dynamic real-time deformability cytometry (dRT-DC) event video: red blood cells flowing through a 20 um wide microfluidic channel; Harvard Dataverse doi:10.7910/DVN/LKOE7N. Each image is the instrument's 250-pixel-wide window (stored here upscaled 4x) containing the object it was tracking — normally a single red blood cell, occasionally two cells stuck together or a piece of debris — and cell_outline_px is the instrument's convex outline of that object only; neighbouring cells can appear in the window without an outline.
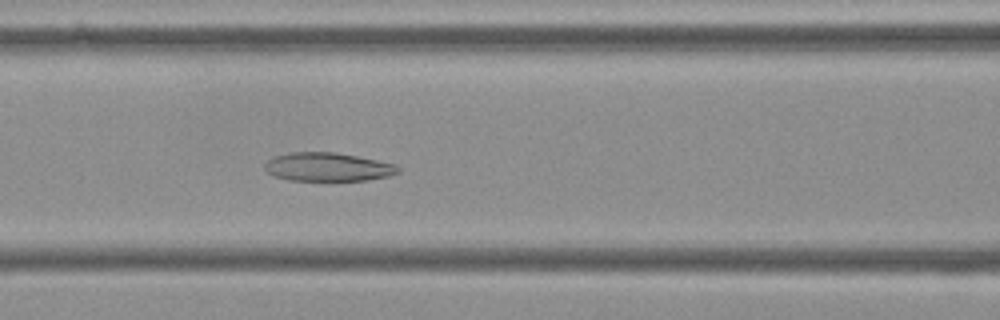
{"species": "Egyptian fruit bat (a non-hibernating species)", "species_latin": "Rousettus aegyptiacus", "temperature_condition": "cold", "stored_images_in_passage": 56, "camera_frame_rate_fps": 3000, "um_per_image_px": 0.085, "frame": {"image": 1, "passage_image": 24, "time_ms": 7.667, "image_size_px": [1000, 320], "cell_outline_px": [[400, 172], [388, 176], [368, 180], [288, 180], [272, 176], [264, 168], [264, 164], [272, 156], [292, 152], [336, 152], [396, 164], [400, 168]], "centroid_in_image_um": [27.84, 14.19], "position_along_channel_um": 138.8, "area_um2": 22.25}}
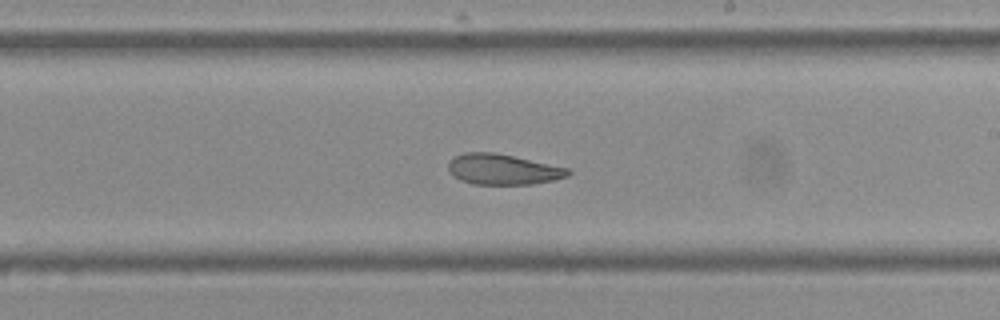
{"frame": {"image": 2, "passage_image": 33, "time_ms": 10.667, "image_size_px": [1000, 320], "cell_outline_px": [[572, 172], [568, 176], [556, 180], [532, 184], [472, 184], [460, 180], [448, 172], [448, 160], [464, 152], [496, 152], [568, 168]], "centroid_in_image_um": [42.73, 14.39], "position_along_channel_um": 246.3, "area_um2": 21.5}}
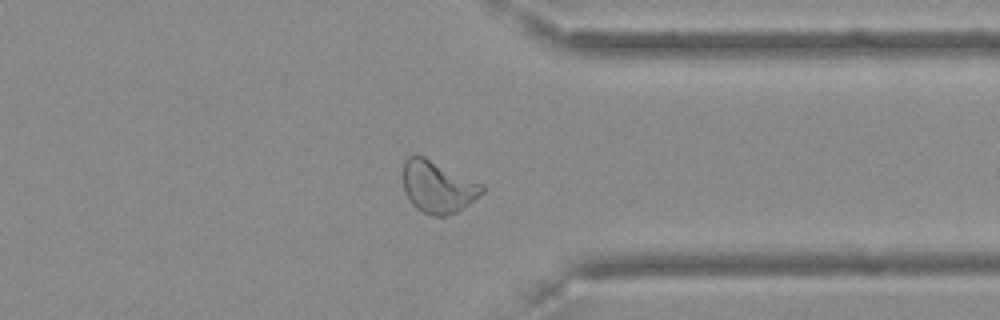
{"frame": {"image": 3, "passage_image": 44, "time_ms": 14.333, "image_size_px": [1000, 320], "cell_outline_px": [[484, 192], [464, 208], [456, 212], [444, 216], [432, 216], [416, 208], [412, 204], [404, 192], [404, 160], [408, 156], [424, 156], [484, 184]], "centroid_in_image_um": [37.23, 15.89], "position_along_channel_um": 374.2, "area_um2": 23.93}, "authors_computed_cell_mechanics": {"area_um2": 24.7673, "velocity_mm_per_s": 3.5875, "shape_relaxation_time_tau1_ms": null, "shape_relaxation_time_tau2_ms": 2.1959, "deformation_change_tau1": null, "deformation_change_tau2": 0.084}}